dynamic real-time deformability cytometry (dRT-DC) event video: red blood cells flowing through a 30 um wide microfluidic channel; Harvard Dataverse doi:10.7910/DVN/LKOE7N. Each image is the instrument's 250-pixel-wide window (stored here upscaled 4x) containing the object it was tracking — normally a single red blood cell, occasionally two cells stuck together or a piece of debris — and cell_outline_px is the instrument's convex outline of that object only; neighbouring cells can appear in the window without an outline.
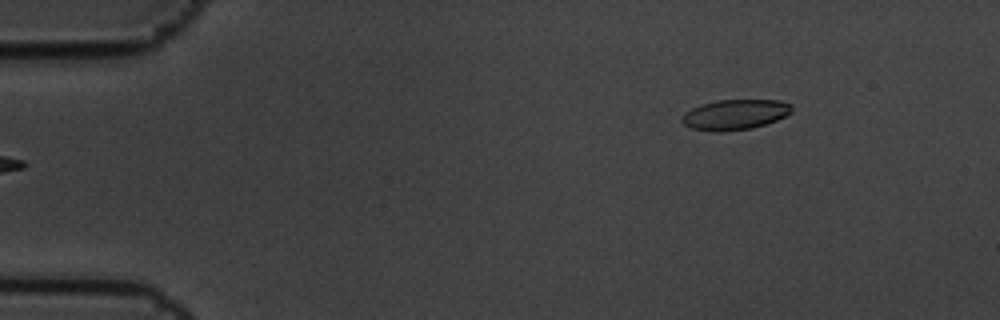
{"species": "common noctule bat (a hibernating species)", "species_latin": "Nyctalus noctula", "temperature_condition": "cold", "stored_images_in_passage": 7, "camera_frame_rate_fps": 3000, "um_per_image_px": 0.085, "animal": {"sex": "male", "body_mass_g": 19.5, "forearm_length_mm": 54.6}, "frame": {"image": 1, "passage_image": 7, "time_ms": 2.0, "image_size_px": [1000, 320], "cell_outline_px": [[792, 112], [776, 120], [752, 128], [720, 132], [712, 132], [692, 128], [684, 124], [680, 120], [684, 112], [692, 108], [716, 100], [780, 100], [792, 104]], "centroid_in_image_um": [62.46, 9.74], "position_along_channel_um": 22.5, "area_um2": 19.36}}